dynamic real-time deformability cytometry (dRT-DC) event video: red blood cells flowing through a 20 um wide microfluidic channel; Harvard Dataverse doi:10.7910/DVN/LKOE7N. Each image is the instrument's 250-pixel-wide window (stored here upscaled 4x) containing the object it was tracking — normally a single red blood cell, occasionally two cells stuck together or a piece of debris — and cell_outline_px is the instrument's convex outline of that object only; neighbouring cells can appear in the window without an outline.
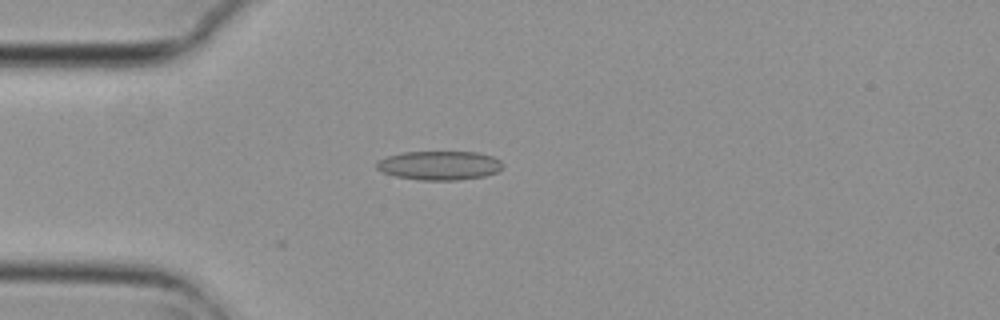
{"species": "common noctule bat (a hibernating species)", "species_latin": "Nyctalus noctula", "temperature_condition": "cold", "stored_images_in_passage": 1, "camera_frame_rate_fps": 3000, "um_per_image_px": 0.085, "animal": {"sex": "female", "body_mass_g": 29.2, "forearm_length_mm": 56.3}, "frame": {"image": 1, "passage_image": 1, "time_ms": 0.0, "image_size_px": [1000, 320], "cell_outline_px": [[504, 164], [496, 172], [484, 176], [456, 180], [420, 180], [396, 176], [380, 172], [376, 168], [376, 160], [388, 156], [404, 152], [476, 152], [492, 156], [500, 160]], "centroid_in_image_um": [37.31, 14.06], "position_along_channel_um": 47.7, "area_um2": 21.33}}